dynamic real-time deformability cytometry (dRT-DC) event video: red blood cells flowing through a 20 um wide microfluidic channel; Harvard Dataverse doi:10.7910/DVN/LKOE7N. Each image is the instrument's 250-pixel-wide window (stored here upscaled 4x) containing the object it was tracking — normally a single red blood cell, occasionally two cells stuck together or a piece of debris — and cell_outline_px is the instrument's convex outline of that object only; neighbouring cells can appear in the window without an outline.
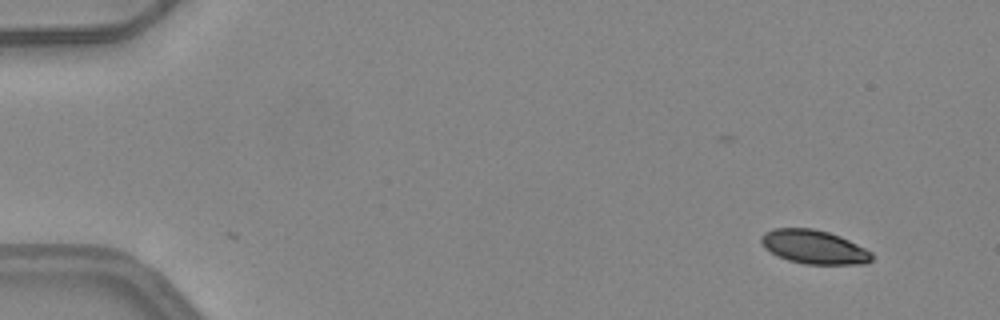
{"species": "common noctule bat (a hibernating species)", "species_latin": "Nyctalus noctula", "temperature_condition": "warm", "stored_images_in_passage": 5, "camera_frame_rate_fps": 3000, "um_per_image_px": 0.085, "animal": {"sex": "female", "body_mass_g": 24.6, "forearm_length_mm": 56.2}, "frame": {"image": 1, "passage_image": 5, "time_ms": 1.333, "image_size_px": [1000, 320], "cell_outline_px": [[872, 260], [864, 264], [804, 264], [788, 260], [764, 248], [760, 240], [760, 236], [764, 232], [772, 228], [812, 228], [828, 232], [840, 236], [872, 252]], "centroid_in_image_um": [69.16, 20.98], "position_along_channel_um": 15.8, "area_um2": 21.73}}